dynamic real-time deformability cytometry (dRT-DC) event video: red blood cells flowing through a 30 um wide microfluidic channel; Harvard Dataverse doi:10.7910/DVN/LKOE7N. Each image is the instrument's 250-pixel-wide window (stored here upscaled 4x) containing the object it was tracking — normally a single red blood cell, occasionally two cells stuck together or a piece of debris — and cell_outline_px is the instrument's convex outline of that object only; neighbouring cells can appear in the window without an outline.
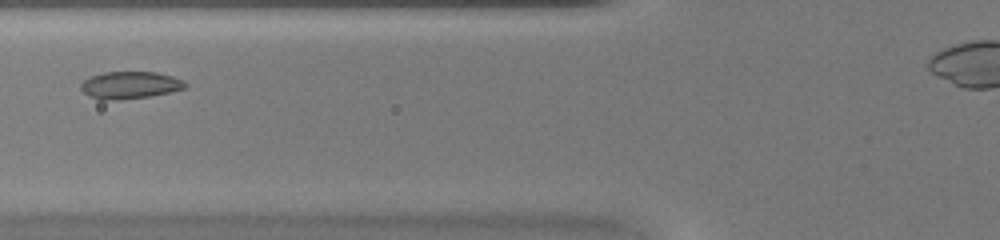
{"species": "common noctule bat (a hibernating species)", "species_latin": "Nyctalus noctula", "temperature_condition": "warm", "stored_images_in_passage": 31, "camera_frame_rate_fps": 3000, "um_per_image_px": 0.085, "animal": {"sex": "female", "body_mass_g": 20.0, "forearm_length_mm": 54.0}, "frame": {"image": 1, "passage_image": 7, "time_ms": 2.0, "image_size_px": [1000, 240], "cell_outline_px": [[188, 84], [184, 88], [152, 96], [116, 100], [100, 100], [88, 96], [80, 88], [80, 84], [88, 76], [104, 72], [156, 72], [172, 76], [184, 80]], "centroid_in_image_um": [11.01, 7.23], "position_along_channel_um": 114.8, "area_um2": 16.7}}
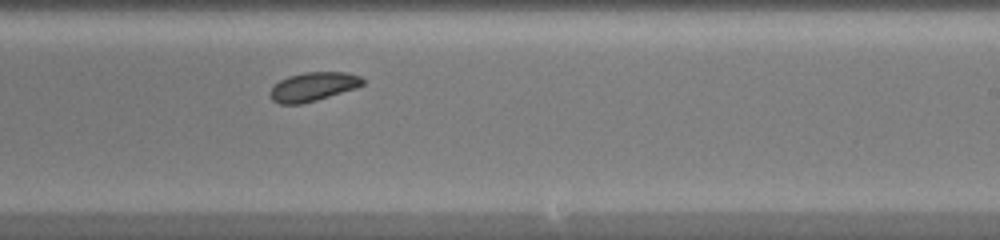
{"frame": {"image": 2, "passage_image": 17, "time_ms": 5.333, "image_size_px": [1000, 240], "cell_outline_px": [[364, 84], [356, 88], [316, 100], [300, 104], [280, 104], [272, 100], [268, 92], [280, 80], [288, 76], [304, 72], [348, 72], [360, 76], [364, 80]], "centroid_in_image_um": [26.61, 7.36], "position_along_channel_um": 262.4, "area_um2": 15.55}}
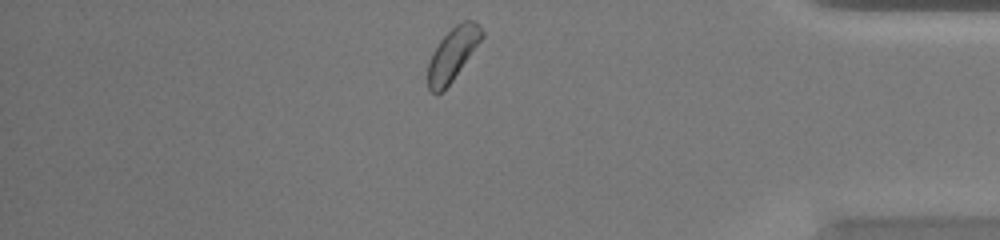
{"frame": {"image": 3, "passage_image": 28, "time_ms": 9.0, "image_size_px": [1000, 240], "cell_outline_px": [[484, 36], [452, 80], [436, 96], [428, 88], [428, 64], [432, 52], [440, 40], [456, 24], [464, 20], [476, 20], [484, 32]], "centroid_in_image_um": [38.48, 4.57], "position_along_channel_um": 396.7, "area_um2": 16.36}}